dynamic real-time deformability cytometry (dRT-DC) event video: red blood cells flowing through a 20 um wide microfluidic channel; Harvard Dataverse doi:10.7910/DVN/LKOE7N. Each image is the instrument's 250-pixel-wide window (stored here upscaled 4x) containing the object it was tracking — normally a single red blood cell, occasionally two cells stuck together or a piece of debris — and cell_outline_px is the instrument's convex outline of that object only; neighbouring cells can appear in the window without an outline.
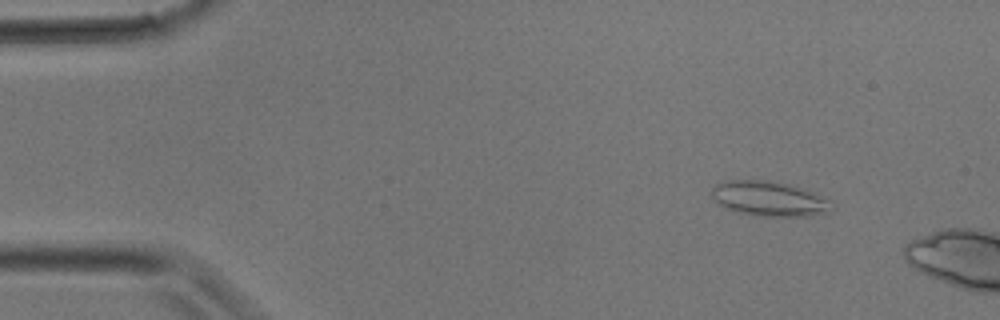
{"species": "common noctule bat (a hibernating species)", "species_latin": "Nyctalus noctula", "temperature_condition": "room temperature", "stored_images_in_passage": 7, "camera_frame_rate_fps": 3000, "um_per_image_px": 0.085, "animal": {"sex": "male", "body_mass_g": 17.9}, "frame": {"image": 1, "passage_image": 3, "time_ms": 0.667, "image_size_px": [1000, 320], "cell_outline_px": [[836, 208], [828, 212], [808, 216], [752, 216], [736, 212], [724, 208], [712, 196], [712, 188], [716, 184], [728, 180], [768, 180], [792, 184], [808, 188], [836, 200]], "centroid_in_image_um": [65.53, 16.89], "position_along_channel_um": 19.5, "area_um2": 25.43}}